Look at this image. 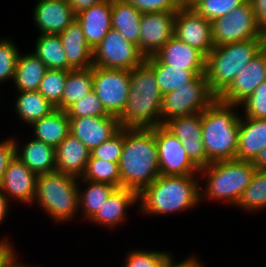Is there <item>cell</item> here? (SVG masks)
<instances>
[{
  "label": "cell",
  "mask_w": 266,
  "mask_h": 267,
  "mask_svg": "<svg viewBox=\"0 0 266 267\" xmlns=\"http://www.w3.org/2000/svg\"><path fill=\"white\" fill-rule=\"evenodd\" d=\"M198 175H159L138 194V211L152 216L184 212L201 204Z\"/></svg>",
  "instance_id": "obj_1"
},
{
  "label": "cell",
  "mask_w": 266,
  "mask_h": 267,
  "mask_svg": "<svg viewBox=\"0 0 266 267\" xmlns=\"http://www.w3.org/2000/svg\"><path fill=\"white\" fill-rule=\"evenodd\" d=\"M119 170L121 187L138 194L160 175L154 127H123V151Z\"/></svg>",
  "instance_id": "obj_2"
},
{
  "label": "cell",
  "mask_w": 266,
  "mask_h": 267,
  "mask_svg": "<svg viewBox=\"0 0 266 267\" xmlns=\"http://www.w3.org/2000/svg\"><path fill=\"white\" fill-rule=\"evenodd\" d=\"M163 95L153 68L144 60L130 70L129 96L125 109L118 117L124 128H153L161 125Z\"/></svg>",
  "instance_id": "obj_3"
},
{
  "label": "cell",
  "mask_w": 266,
  "mask_h": 267,
  "mask_svg": "<svg viewBox=\"0 0 266 267\" xmlns=\"http://www.w3.org/2000/svg\"><path fill=\"white\" fill-rule=\"evenodd\" d=\"M239 108V105L227 104L216 98L201 112L202 141L211 163L235 159L241 115Z\"/></svg>",
  "instance_id": "obj_4"
},
{
  "label": "cell",
  "mask_w": 266,
  "mask_h": 267,
  "mask_svg": "<svg viewBox=\"0 0 266 267\" xmlns=\"http://www.w3.org/2000/svg\"><path fill=\"white\" fill-rule=\"evenodd\" d=\"M255 172L252 161L233 159L208 164L199 171L200 182H205L204 187L200 186L201 202L222 200L235 208Z\"/></svg>",
  "instance_id": "obj_5"
},
{
  "label": "cell",
  "mask_w": 266,
  "mask_h": 267,
  "mask_svg": "<svg viewBox=\"0 0 266 267\" xmlns=\"http://www.w3.org/2000/svg\"><path fill=\"white\" fill-rule=\"evenodd\" d=\"M266 47V36L214 47L206 56L205 76L212 93L218 98Z\"/></svg>",
  "instance_id": "obj_6"
},
{
  "label": "cell",
  "mask_w": 266,
  "mask_h": 267,
  "mask_svg": "<svg viewBox=\"0 0 266 267\" xmlns=\"http://www.w3.org/2000/svg\"><path fill=\"white\" fill-rule=\"evenodd\" d=\"M78 178L61 172L40 174L36 180L37 204L52 221L61 225L79 214Z\"/></svg>",
  "instance_id": "obj_7"
},
{
  "label": "cell",
  "mask_w": 266,
  "mask_h": 267,
  "mask_svg": "<svg viewBox=\"0 0 266 267\" xmlns=\"http://www.w3.org/2000/svg\"><path fill=\"white\" fill-rule=\"evenodd\" d=\"M216 98L209 88L205 74L197 75L191 82L163 96L161 125L175 117L201 113Z\"/></svg>",
  "instance_id": "obj_8"
},
{
  "label": "cell",
  "mask_w": 266,
  "mask_h": 267,
  "mask_svg": "<svg viewBox=\"0 0 266 267\" xmlns=\"http://www.w3.org/2000/svg\"><path fill=\"white\" fill-rule=\"evenodd\" d=\"M266 36L258 25L250 0L212 21L214 47Z\"/></svg>",
  "instance_id": "obj_9"
},
{
  "label": "cell",
  "mask_w": 266,
  "mask_h": 267,
  "mask_svg": "<svg viewBox=\"0 0 266 267\" xmlns=\"http://www.w3.org/2000/svg\"><path fill=\"white\" fill-rule=\"evenodd\" d=\"M93 91L109 115L119 117L125 109L130 88V71L92 66Z\"/></svg>",
  "instance_id": "obj_10"
},
{
  "label": "cell",
  "mask_w": 266,
  "mask_h": 267,
  "mask_svg": "<svg viewBox=\"0 0 266 267\" xmlns=\"http://www.w3.org/2000/svg\"><path fill=\"white\" fill-rule=\"evenodd\" d=\"M144 60L138 47L112 28L93 48V66L100 68L130 71Z\"/></svg>",
  "instance_id": "obj_11"
},
{
  "label": "cell",
  "mask_w": 266,
  "mask_h": 267,
  "mask_svg": "<svg viewBox=\"0 0 266 267\" xmlns=\"http://www.w3.org/2000/svg\"><path fill=\"white\" fill-rule=\"evenodd\" d=\"M160 175H199L179 139L164 125L154 127Z\"/></svg>",
  "instance_id": "obj_12"
},
{
  "label": "cell",
  "mask_w": 266,
  "mask_h": 267,
  "mask_svg": "<svg viewBox=\"0 0 266 267\" xmlns=\"http://www.w3.org/2000/svg\"><path fill=\"white\" fill-rule=\"evenodd\" d=\"M174 36L201 51L205 56L214 48L212 22L184 4L175 16Z\"/></svg>",
  "instance_id": "obj_13"
},
{
  "label": "cell",
  "mask_w": 266,
  "mask_h": 267,
  "mask_svg": "<svg viewBox=\"0 0 266 267\" xmlns=\"http://www.w3.org/2000/svg\"><path fill=\"white\" fill-rule=\"evenodd\" d=\"M176 12L142 14L139 51L145 58L155 55L163 45L174 37Z\"/></svg>",
  "instance_id": "obj_14"
},
{
  "label": "cell",
  "mask_w": 266,
  "mask_h": 267,
  "mask_svg": "<svg viewBox=\"0 0 266 267\" xmlns=\"http://www.w3.org/2000/svg\"><path fill=\"white\" fill-rule=\"evenodd\" d=\"M164 126L179 139L188 157L199 169L211 163L202 141L201 113L172 118Z\"/></svg>",
  "instance_id": "obj_15"
},
{
  "label": "cell",
  "mask_w": 266,
  "mask_h": 267,
  "mask_svg": "<svg viewBox=\"0 0 266 267\" xmlns=\"http://www.w3.org/2000/svg\"><path fill=\"white\" fill-rule=\"evenodd\" d=\"M266 80V47L242 69L218 97L227 104L240 105Z\"/></svg>",
  "instance_id": "obj_16"
},
{
  "label": "cell",
  "mask_w": 266,
  "mask_h": 267,
  "mask_svg": "<svg viewBox=\"0 0 266 267\" xmlns=\"http://www.w3.org/2000/svg\"><path fill=\"white\" fill-rule=\"evenodd\" d=\"M36 180L37 175L14 156L4 172L0 191L10 202L14 200L32 206L36 195Z\"/></svg>",
  "instance_id": "obj_17"
},
{
  "label": "cell",
  "mask_w": 266,
  "mask_h": 267,
  "mask_svg": "<svg viewBox=\"0 0 266 267\" xmlns=\"http://www.w3.org/2000/svg\"><path fill=\"white\" fill-rule=\"evenodd\" d=\"M70 134L78 138L90 151L107 141L120 128L118 117L69 118Z\"/></svg>",
  "instance_id": "obj_18"
},
{
  "label": "cell",
  "mask_w": 266,
  "mask_h": 267,
  "mask_svg": "<svg viewBox=\"0 0 266 267\" xmlns=\"http://www.w3.org/2000/svg\"><path fill=\"white\" fill-rule=\"evenodd\" d=\"M33 20L39 34H61L75 19L68 0H38Z\"/></svg>",
  "instance_id": "obj_19"
},
{
  "label": "cell",
  "mask_w": 266,
  "mask_h": 267,
  "mask_svg": "<svg viewBox=\"0 0 266 267\" xmlns=\"http://www.w3.org/2000/svg\"><path fill=\"white\" fill-rule=\"evenodd\" d=\"M134 204L138 206L136 191L122 187L116 188L89 221L99 227H108L112 230L127 220L128 208Z\"/></svg>",
  "instance_id": "obj_20"
},
{
  "label": "cell",
  "mask_w": 266,
  "mask_h": 267,
  "mask_svg": "<svg viewBox=\"0 0 266 267\" xmlns=\"http://www.w3.org/2000/svg\"><path fill=\"white\" fill-rule=\"evenodd\" d=\"M112 0L93 5L75 15L87 43L93 49L108 33L111 27Z\"/></svg>",
  "instance_id": "obj_21"
},
{
  "label": "cell",
  "mask_w": 266,
  "mask_h": 267,
  "mask_svg": "<svg viewBox=\"0 0 266 267\" xmlns=\"http://www.w3.org/2000/svg\"><path fill=\"white\" fill-rule=\"evenodd\" d=\"M30 138L23 145L13 138L15 156L37 176L56 171L55 147L33 137Z\"/></svg>",
  "instance_id": "obj_22"
},
{
  "label": "cell",
  "mask_w": 266,
  "mask_h": 267,
  "mask_svg": "<svg viewBox=\"0 0 266 267\" xmlns=\"http://www.w3.org/2000/svg\"><path fill=\"white\" fill-rule=\"evenodd\" d=\"M155 56L162 63L171 67L190 71H206V56L175 36L163 45Z\"/></svg>",
  "instance_id": "obj_23"
},
{
  "label": "cell",
  "mask_w": 266,
  "mask_h": 267,
  "mask_svg": "<svg viewBox=\"0 0 266 267\" xmlns=\"http://www.w3.org/2000/svg\"><path fill=\"white\" fill-rule=\"evenodd\" d=\"M265 147L266 119H254L241 114L235 159L253 161Z\"/></svg>",
  "instance_id": "obj_24"
},
{
  "label": "cell",
  "mask_w": 266,
  "mask_h": 267,
  "mask_svg": "<svg viewBox=\"0 0 266 267\" xmlns=\"http://www.w3.org/2000/svg\"><path fill=\"white\" fill-rule=\"evenodd\" d=\"M90 150L69 134L55 147L56 171L80 178L86 169Z\"/></svg>",
  "instance_id": "obj_25"
},
{
  "label": "cell",
  "mask_w": 266,
  "mask_h": 267,
  "mask_svg": "<svg viewBox=\"0 0 266 267\" xmlns=\"http://www.w3.org/2000/svg\"><path fill=\"white\" fill-rule=\"evenodd\" d=\"M59 36L68 64L74 70L92 68L93 49L87 43L81 26L76 19Z\"/></svg>",
  "instance_id": "obj_26"
},
{
  "label": "cell",
  "mask_w": 266,
  "mask_h": 267,
  "mask_svg": "<svg viewBox=\"0 0 266 267\" xmlns=\"http://www.w3.org/2000/svg\"><path fill=\"white\" fill-rule=\"evenodd\" d=\"M142 13L124 0H112L111 27L139 49Z\"/></svg>",
  "instance_id": "obj_27"
},
{
  "label": "cell",
  "mask_w": 266,
  "mask_h": 267,
  "mask_svg": "<svg viewBox=\"0 0 266 267\" xmlns=\"http://www.w3.org/2000/svg\"><path fill=\"white\" fill-rule=\"evenodd\" d=\"M30 128H33V138L53 147L58 146L70 134L68 115L66 111L59 109H55L49 115L33 122Z\"/></svg>",
  "instance_id": "obj_28"
},
{
  "label": "cell",
  "mask_w": 266,
  "mask_h": 267,
  "mask_svg": "<svg viewBox=\"0 0 266 267\" xmlns=\"http://www.w3.org/2000/svg\"><path fill=\"white\" fill-rule=\"evenodd\" d=\"M46 71V65L32 51L20 52L13 79L15 90L38 91Z\"/></svg>",
  "instance_id": "obj_29"
},
{
  "label": "cell",
  "mask_w": 266,
  "mask_h": 267,
  "mask_svg": "<svg viewBox=\"0 0 266 267\" xmlns=\"http://www.w3.org/2000/svg\"><path fill=\"white\" fill-rule=\"evenodd\" d=\"M145 61L153 68L163 96L191 82L197 75L205 74V71H190L184 68L171 67L162 63L155 55L145 58Z\"/></svg>",
  "instance_id": "obj_30"
},
{
  "label": "cell",
  "mask_w": 266,
  "mask_h": 267,
  "mask_svg": "<svg viewBox=\"0 0 266 267\" xmlns=\"http://www.w3.org/2000/svg\"><path fill=\"white\" fill-rule=\"evenodd\" d=\"M15 99L14 110L27 126L49 115L55 107L39 91H20Z\"/></svg>",
  "instance_id": "obj_31"
},
{
  "label": "cell",
  "mask_w": 266,
  "mask_h": 267,
  "mask_svg": "<svg viewBox=\"0 0 266 267\" xmlns=\"http://www.w3.org/2000/svg\"><path fill=\"white\" fill-rule=\"evenodd\" d=\"M84 183L85 189L80 185ZM78 206L81 211V216L86 220H90L95 213L101 208L103 203L107 200L110 194L116 189L115 186L84 180L81 177L78 178ZM82 209V210H81Z\"/></svg>",
  "instance_id": "obj_32"
},
{
  "label": "cell",
  "mask_w": 266,
  "mask_h": 267,
  "mask_svg": "<svg viewBox=\"0 0 266 267\" xmlns=\"http://www.w3.org/2000/svg\"><path fill=\"white\" fill-rule=\"evenodd\" d=\"M33 53L46 65L47 69L71 71L59 35L39 34L35 40Z\"/></svg>",
  "instance_id": "obj_33"
},
{
  "label": "cell",
  "mask_w": 266,
  "mask_h": 267,
  "mask_svg": "<svg viewBox=\"0 0 266 267\" xmlns=\"http://www.w3.org/2000/svg\"><path fill=\"white\" fill-rule=\"evenodd\" d=\"M92 91V68L68 71L61 96L60 110L66 111L71 105Z\"/></svg>",
  "instance_id": "obj_34"
},
{
  "label": "cell",
  "mask_w": 266,
  "mask_h": 267,
  "mask_svg": "<svg viewBox=\"0 0 266 267\" xmlns=\"http://www.w3.org/2000/svg\"><path fill=\"white\" fill-rule=\"evenodd\" d=\"M236 208L243 212H257L266 208V170H256L244 190Z\"/></svg>",
  "instance_id": "obj_35"
},
{
  "label": "cell",
  "mask_w": 266,
  "mask_h": 267,
  "mask_svg": "<svg viewBox=\"0 0 266 267\" xmlns=\"http://www.w3.org/2000/svg\"><path fill=\"white\" fill-rule=\"evenodd\" d=\"M81 178L93 182L107 183L116 188H121L119 163L94 158L91 154Z\"/></svg>",
  "instance_id": "obj_36"
},
{
  "label": "cell",
  "mask_w": 266,
  "mask_h": 267,
  "mask_svg": "<svg viewBox=\"0 0 266 267\" xmlns=\"http://www.w3.org/2000/svg\"><path fill=\"white\" fill-rule=\"evenodd\" d=\"M171 252L133 249L127 253L123 267H168L173 261Z\"/></svg>",
  "instance_id": "obj_37"
},
{
  "label": "cell",
  "mask_w": 266,
  "mask_h": 267,
  "mask_svg": "<svg viewBox=\"0 0 266 267\" xmlns=\"http://www.w3.org/2000/svg\"><path fill=\"white\" fill-rule=\"evenodd\" d=\"M68 71L47 69L40 82L38 91L60 110V101L63 93Z\"/></svg>",
  "instance_id": "obj_38"
},
{
  "label": "cell",
  "mask_w": 266,
  "mask_h": 267,
  "mask_svg": "<svg viewBox=\"0 0 266 267\" xmlns=\"http://www.w3.org/2000/svg\"><path fill=\"white\" fill-rule=\"evenodd\" d=\"M246 0H195L190 6L210 22L229 14Z\"/></svg>",
  "instance_id": "obj_39"
},
{
  "label": "cell",
  "mask_w": 266,
  "mask_h": 267,
  "mask_svg": "<svg viewBox=\"0 0 266 267\" xmlns=\"http://www.w3.org/2000/svg\"><path fill=\"white\" fill-rule=\"evenodd\" d=\"M19 54L20 49L13 39L9 37L0 38V84L11 80L13 82Z\"/></svg>",
  "instance_id": "obj_40"
},
{
  "label": "cell",
  "mask_w": 266,
  "mask_h": 267,
  "mask_svg": "<svg viewBox=\"0 0 266 267\" xmlns=\"http://www.w3.org/2000/svg\"><path fill=\"white\" fill-rule=\"evenodd\" d=\"M66 113L68 118L110 116L94 91L71 105Z\"/></svg>",
  "instance_id": "obj_41"
},
{
  "label": "cell",
  "mask_w": 266,
  "mask_h": 267,
  "mask_svg": "<svg viewBox=\"0 0 266 267\" xmlns=\"http://www.w3.org/2000/svg\"><path fill=\"white\" fill-rule=\"evenodd\" d=\"M241 113L245 117L266 119V80L240 105Z\"/></svg>",
  "instance_id": "obj_42"
},
{
  "label": "cell",
  "mask_w": 266,
  "mask_h": 267,
  "mask_svg": "<svg viewBox=\"0 0 266 267\" xmlns=\"http://www.w3.org/2000/svg\"><path fill=\"white\" fill-rule=\"evenodd\" d=\"M123 151V127L107 141L90 151L94 158L119 163Z\"/></svg>",
  "instance_id": "obj_43"
},
{
  "label": "cell",
  "mask_w": 266,
  "mask_h": 267,
  "mask_svg": "<svg viewBox=\"0 0 266 267\" xmlns=\"http://www.w3.org/2000/svg\"><path fill=\"white\" fill-rule=\"evenodd\" d=\"M136 7L142 14L178 11L185 0H124Z\"/></svg>",
  "instance_id": "obj_44"
},
{
  "label": "cell",
  "mask_w": 266,
  "mask_h": 267,
  "mask_svg": "<svg viewBox=\"0 0 266 267\" xmlns=\"http://www.w3.org/2000/svg\"><path fill=\"white\" fill-rule=\"evenodd\" d=\"M14 156L15 144L13 137L5 138L0 141V182L2 181L4 172L7 170V167Z\"/></svg>",
  "instance_id": "obj_45"
},
{
  "label": "cell",
  "mask_w": 266,
  "mask_h": 267,
  "mask_svg": "<svg viewBox=\"0 0 266 267\" xmlns=\"http://www.w3.org/2000/svg\"><path fill=\"white\" fill-rule=\"evenodd\" d=\"M256 21L266 34V0H250Z\"/></svg>",
  "instance_id": "obj_46"
},
{
  "label": "cell",
  "mask_w": 266,
  "mask_h": 267,
  "mask_svg": "<svg viewBox=\"0 0 266 267\" xmlns=\"http://www.w3.org/2000/svg\"><path fill=\"white\" fill-rule=\"evenodd\" d=\"M16 249L12 244V241L8 242V239H0V267L5 266L16 253Z\"/></svg>",
  "instance_id": "obj_47"
},
{
  "label": "cell",
  "mask_w": 266,
  "mask_h": 267,
  "mask_svg": "<svg viewBox=\"0 0 266 267\" xmlns=\"http://www.w3.org/2000/svg\"><path fill=\"white\" fill-rule=\"evenodd\" d=\"M72 12L76 15L89 7L104 2L106 0H68Z\"/></svg>",
  "instance_id": "obj_48"
},
{
  "label": "cell",
  "mask_w": 266,
  "mask_h": 267,
  "mask_svg": "<svg viewBox=\"0 0 266 267\" xmlns=\"http://www.w3.org/2000/svg\"><path fill=\"white\" fill-rule=\"evenodd\" d=\"M168 267H205L201 260L196 255L187 256L182 261L174 260Z\"/></svg>",
  "instance_id": "obj_49"
},
{
  "label": "cell",
  "mask_w": 266,
  "mask_h": 267,
  "mask_svg": "<svg viewBox=\"0 0 266 267\" xmlns=\"http://www.w3.org/2000/svg\"><path fill=\"white\" fill-rule=\"evenodd\" d=\"M10 207H11V202L0 191V224H2V222H4V219L9 216L8 212L11 210Z\"/></svg>",
  "instance_id": "obj_50"
},
{
  "label": "cell",
  "mask_w": 266,
  "mask_h": 267,
  "mask_svg": "<svg viewBox=\"0 0 266 267\" xmlns=\"http://www.w3.org/2000/svg\"><path fill=\"white\" fill-rule=\"evenodd\" d=\"M252 163L256 170H266V147L259 152Z\"/></svg>",
  "instance_id": "obj_51"
},
{
  "label": "cell",
  "mask_w": 266,
  "mask_h": 267,
  "mask_svg": "<svg viewBox=\"0 0 266 267\" xmlns=\"http://www.w3.org/2000/svg\"><path fill=\"white\" fill-rule=\"evenodd\" d=\"M20 260H19V258H18V255H17V253H15L14 254V267H39V266H28L27 264H24V263H22L21 261L19 262Z\"/></svg>",
  "instance_id": "obj_52"
},
{
  "label": "cell",
  "mask_w": 266,
  "mask_h": 267,
  "mask_svg": "<svg viewBox=\"0 0 266 267\" xmlns=\"http://www.w3.org/2000/svg\"><path fill=\"white\" fill-rule=\"evenodd\" d=\"M3 267H14V255L11 260Z\"/></svg>",
  "instance_id": "obj_53"
},
{
  "label": "cell",
  "mask_w": 266,
  "mask_h": 267,
  "mask_svg": "<svg viewBox=\"0 0 266 267\" xmlns=\"http://www.w3.org/2000/svg\"><path fill=\"white\" fill-rule=\"evenodd\" d=\"M195 0H185V4L187 5H191Z\"/></svg>",
  "instance_id": "obj_54"
}]
</instances>
